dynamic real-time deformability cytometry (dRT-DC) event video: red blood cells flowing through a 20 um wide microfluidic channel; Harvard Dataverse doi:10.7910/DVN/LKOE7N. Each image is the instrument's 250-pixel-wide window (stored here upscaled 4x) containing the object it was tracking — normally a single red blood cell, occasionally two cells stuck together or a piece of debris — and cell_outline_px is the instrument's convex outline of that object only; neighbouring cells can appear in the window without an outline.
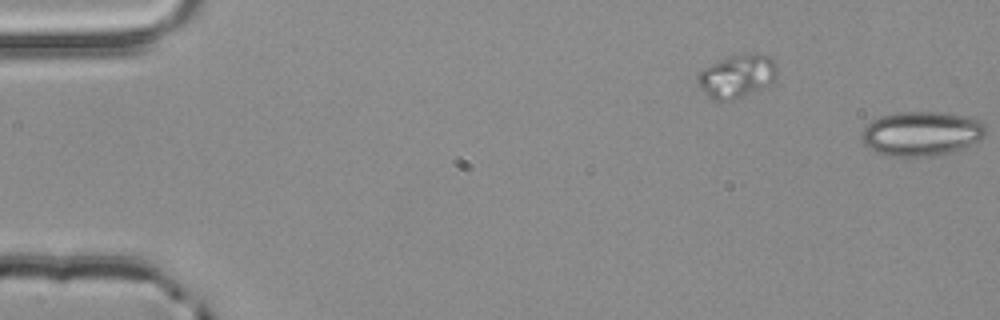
{"species": "common noctule bat (a hibernating species)", "species_latin": "Nyctalus noctula", "temperature_condition": "room temperature", "stored_images_in_passage": 3, "segment_of_instrument_passage": [2, 2], "camera_frame_rate_fps": 3000, "um_per_image_px": 0.085, "animal": {"sex": "male", "body_mass_g": 20.4}, "frame": {"image": 1, "passage_image": 3, "time_ms": 0.667, "image_size_px": [1000, 320], "cell_outline_px": [[984, 136], [980, 140], [960, 148], [948, 152], [932, 156], [884, 156], [868, 148], [864, 144], [860, 136], [860, 132], [872, 120], [880, 116], [900, 112], [948, 112], [968, 116], [980, 120], [984, 124]], "centroid_in_image_um": [78.28, 11.34], "position_along_channel_um": 6.7, "area_um2": 32.25}}